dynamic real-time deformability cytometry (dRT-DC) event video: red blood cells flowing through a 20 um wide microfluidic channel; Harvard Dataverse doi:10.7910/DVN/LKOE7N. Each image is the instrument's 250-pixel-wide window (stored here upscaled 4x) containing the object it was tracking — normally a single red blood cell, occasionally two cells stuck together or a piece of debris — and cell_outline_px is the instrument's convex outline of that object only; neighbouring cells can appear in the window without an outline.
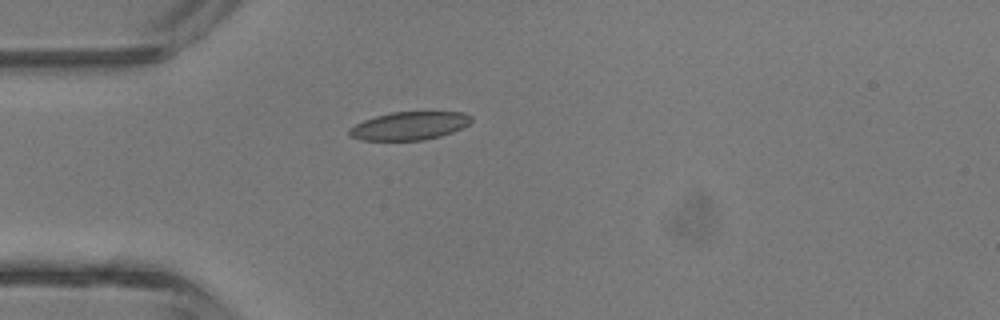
{"species": "common noctule bat (a hibernating species)", "species_latin": "Nyctalus noctula", "temperature_condition": "room temperature", "stored_images_in_passage": 1, "camera_frame_rate_fps": 3000, "um_per_image_px": 0.085, "animal": {"sex": "male", "body_mass_g": 13.3}, "frame": {"image": 1, "passage_image": 1, "time_ms": 0.0, "image_size_px": [1000, 320], "cell_outline_px": [[472, 120], [464, 128], [440, 136], [424, 140], [360, 140], [348, 136], [348, 128], [364, 120], [376, 116], [392, 112], [464, 112], [472, 116]], "centroid_in_image_um": [34.79, 10.7], "position_along_channel_um": 50.2, "area_um2": 20.11}}